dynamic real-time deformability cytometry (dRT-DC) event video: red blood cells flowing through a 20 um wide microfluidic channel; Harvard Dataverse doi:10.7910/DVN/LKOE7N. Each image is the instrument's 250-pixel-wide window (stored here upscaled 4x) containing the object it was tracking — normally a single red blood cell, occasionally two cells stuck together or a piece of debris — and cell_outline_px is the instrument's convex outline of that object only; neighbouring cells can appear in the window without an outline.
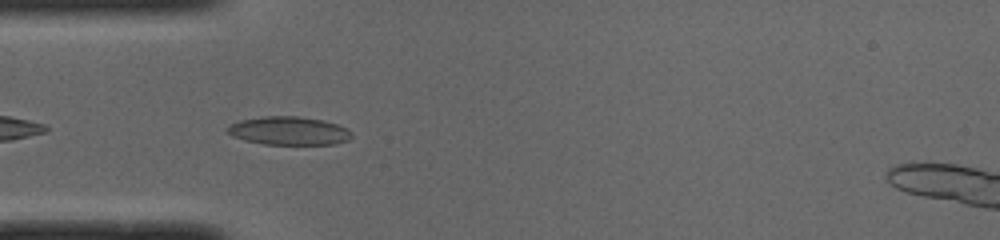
{"species": "common noctule bat (a hibernating species)", "species_latin": "Nyctalus noctula", "temperature_condition": "cold", "stored_images_in_passage": 34, "camera_frame_rate_fps": 3000, "um_per_image_px": 0.085, "animal": {"sex": "male", "body_mass_g": 19.0, "forearm_length_mm": 50.8}, "frame": {"image": 1, "passage_image": 4, "time_ms": 1.0, "image_size_px": [1000, 240], "cell_outline_px": [[352, 136], [348, 140], [336, 144], [264, 144], [244, 140], [232, 136], [224, 132], [224, 128], [240, 120], [264, 116], [296, 116], [320, 120], [336, 124], [348, 128], [352, 132]], "centroid_in_image_um": [24.52, 11.12], "position_along_channel_um": 60.5, "area_um2": 20.58}}
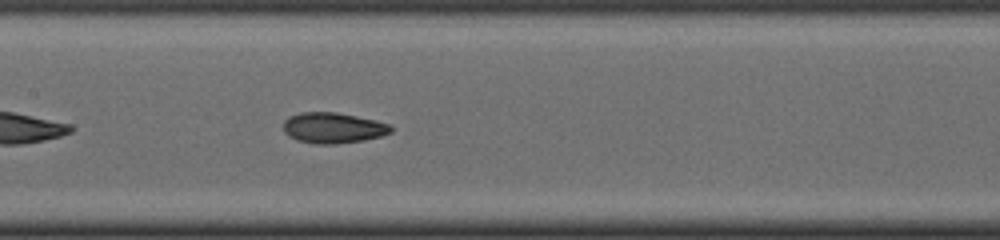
{"frame": {"image": 2, "passage_image": 13, "time_ms": 4.0, "image_size_px": [1000, 240], "cell_outline_px": [[392, 132], [380, 136], [364, 140], [336, 144], [316, 144], [296, 140], [288, 136], [284, 132], [284, 120], [288, 116], [300, 112], [336, 112], [376, 120], [388, 124], [392, 128]], "centroid_in_image_um": [28.28, 10.87], "position_along_channel_um": 179.1, "area_um2": 19.31}}
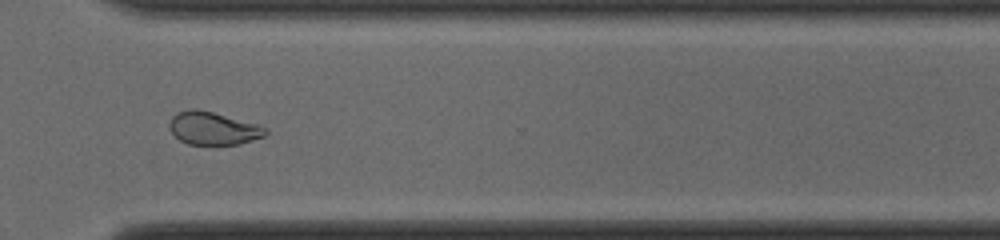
{"frame": {"image": 3, "passage_image": 26, "time_ms": 8.333, "image_size_px": [1000, 240], "cell_outline_px": [[268, 132], [264, 136], [240, 144], [188, 144], [180, 140], [168, 128], [168, 124], [172, 116], [176, 112], [192, 108], [196, 108], [212, 112], [256, 124], [268, 128]], "centroid_in_image_um": [18.09, 10.9], "position_along_channel_um": 352.5, "area_um2": 18.32}, "authors_computed_cell_mechanics": {"area_um2": 18.9006, "velocity_mm_per_s": 3.9955, "shape_relaxation_time_tau1_ms": 2.8895, "shape_relaxation_time_tau2_ms": 1.5734, "deformation_change_tau1": 0.1398, "deformation_change_tau2": 0.0727}}